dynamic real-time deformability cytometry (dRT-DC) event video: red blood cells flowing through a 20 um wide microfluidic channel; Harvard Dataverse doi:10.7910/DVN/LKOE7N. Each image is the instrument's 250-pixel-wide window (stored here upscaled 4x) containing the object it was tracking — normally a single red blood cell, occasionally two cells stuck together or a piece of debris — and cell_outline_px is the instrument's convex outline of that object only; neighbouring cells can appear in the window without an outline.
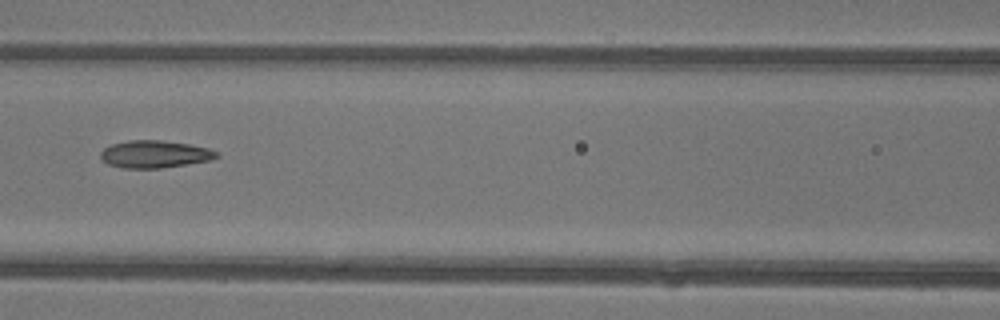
{"species": "common noctule bat (a hibernating species)", "species_latin": "Nyctalus noctula", "temperature_condition": "warm", "stored_images_in_passage": 6, "camera_frame_rate_fps": 3000, "um_per_image_px": 0.085, "animal": {"sex": "female"}, "frame": {"image": 1, "passage_image": 6, "time_ms": 1.667, "image_size_px": [1000, 320], "cell_outline_px": [[220, 156], [208, 160], [160, 168], [124, 168], [108, 164], [100, 156], [100, 152], [104, 148], [112, 144], [128, 140], [160, 140], [188, 144], [208, 148], [220, 152]], "centroid_in_image_um": [13.14, 13.09], "position_along_channel_um": 153.5, "area_um2": 18.32}}